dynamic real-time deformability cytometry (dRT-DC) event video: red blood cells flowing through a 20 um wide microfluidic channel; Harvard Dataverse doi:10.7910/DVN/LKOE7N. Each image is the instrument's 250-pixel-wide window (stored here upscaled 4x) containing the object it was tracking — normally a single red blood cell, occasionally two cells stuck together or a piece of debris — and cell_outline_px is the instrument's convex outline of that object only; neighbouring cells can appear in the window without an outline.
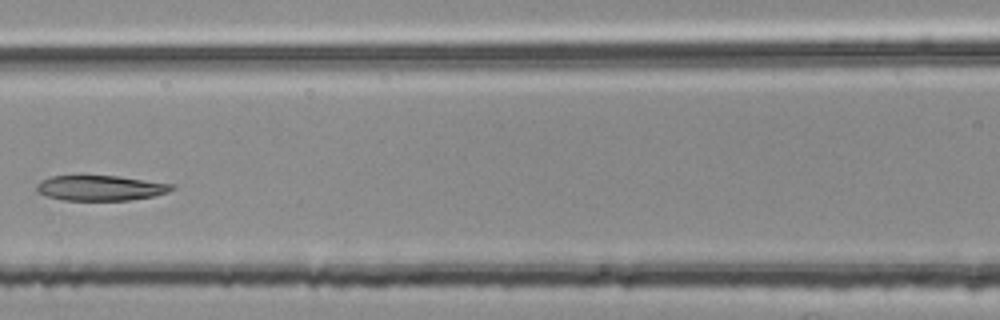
{"species": "common noctule bat (a hibernating species)", "species_latin": "Nyctalus noctula", "temperature_condition": "room temperature", "stored_images_in_passage": 4, "camera_frame_rate_fps": 3000, "um_per_image_px": 0.085, "animal": {"sex": "female", "body_mass_g": 25.1}, "frame": {"image": 1, "passage_image": 4, "time_ms": 1.0, "image_size_px": [1000, 320], "cell_outline_px": [[176, 188], [168, 192], [152, 196], [128, 200], [64, 200], [44, 196], [36, 188], [36, 184], [40, 180], [52, 176], [120, 176], [176, 184]], "centroid_in_image_um": [8.57, 15.97], "position_along_channel_um": 158.0, "area_um2": 19.94}}